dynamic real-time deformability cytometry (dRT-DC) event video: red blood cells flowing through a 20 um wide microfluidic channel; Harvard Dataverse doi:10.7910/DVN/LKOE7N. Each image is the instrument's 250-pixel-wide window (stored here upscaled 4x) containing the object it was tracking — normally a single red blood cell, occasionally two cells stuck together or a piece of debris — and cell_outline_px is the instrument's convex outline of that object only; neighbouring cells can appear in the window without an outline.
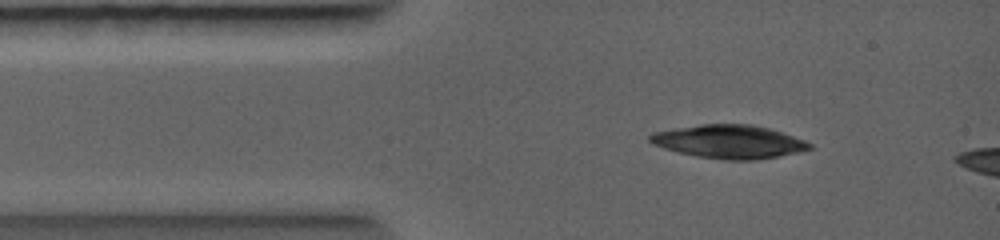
{"species": "common noctule bat (a hibernating species)", "species_latin": "Nyctalus noctula", "temperature_condition": "warm", "stored_images_in_passage": 4, "camera_frame_rate_fps": 5000, "um_per_image_px": 0.085, "animal": {"sex": "female", "body_mass_g": 19.0, "forearm_length_mm": 56.7}, "frame": {"image": 1, "passage_image": 3, "time_ms": 0.6, "image_size_px": [1000, 240], "cell_outline_px": [[812, 144], [808, 148], [776, 156], [744, 160], [736, 160], [700, 156], [680, 152], [656, 144], [648, 140], [648, 136], [656, 132], [672, 128], [700, 124], [752, 124], [768, 128], [804, 140]], "centroid_in_image_um": [61.93, 12.01], "position_along_channel_um": 23.1, "area_um2": 29.88}}